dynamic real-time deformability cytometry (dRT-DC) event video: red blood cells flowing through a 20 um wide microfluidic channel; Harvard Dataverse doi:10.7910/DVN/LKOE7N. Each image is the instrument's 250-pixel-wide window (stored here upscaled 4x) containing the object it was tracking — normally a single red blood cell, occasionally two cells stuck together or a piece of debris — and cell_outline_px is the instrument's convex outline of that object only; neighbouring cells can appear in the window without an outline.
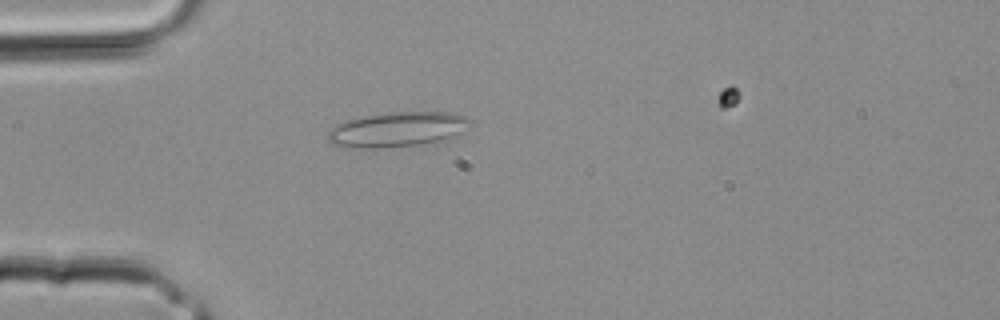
{"species": "common noctule bat (a hibernating species)", "species_latin": "Nyctalus noctula", "temperature_condition": "room temperature", "stored_images_in_passage": 2, "camera_frame_rate_fps": 3000, "um_per_image_px": 0.085, "animal": {"sex": "male", "body_mass_g": 20.4}, "frame": {"image": 1, "passage_image": 2, "time_ms": 0.333, "image_size_px": [1000, 320], "cell_outline_px": [[472, 120], [464, 132], [460, 136], [452, 140], [436, 144], [380, 148], [352, 148], [328, 144], [328, 132], [336, 124], [348, 120], [364, 116], [388, 112], [452, 112], [468, 116]], "centroid_in_image_um": [33.89, 11.03], "position_along_channel_um": 51.1, "area_um2": 30.11}}